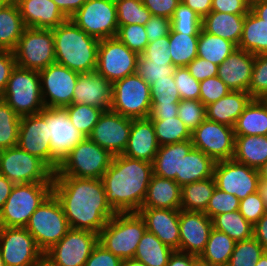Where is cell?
Segmentation results:
<instances>
[{
  "instance_id": "cell-10",
  "label": "cell",
  "mask_w": 267,
  "mask_h": 266,
  "mask_svg": "<svg viewBox=\"0 0 267 266\" xmlns=\"http://www.w3.org/2000/svg\"><path fill=\"white\" fill-rule=\"evenodd\" d=\"M0 174L14 184L53 183L54 172L18 146L0 150Z\"/></svg>"
},
{
  "instance_id": "cell-8",
  "label": "cell",
  "mask_w": 267,
  "mask_h": 266,
  "mask_svg": "<svg viewBox=\"0 0 267 266\" xmlns=\"http://www.w3.org/2000/svg\"><path fill=\"white\" fill-rule=\"evenodd\" d=\"M25 228L43 253L70 229L62 205L53 193L35 210Z\"/></svg>"
},
{
  "instance_id": "cell-39",
  "label": "cell",
  "mask_w": 267,
  "mask_h": 266,
  "mask_svg": "<svg viewBox=\"0 0 267 266\" xmlns=\"http://www.w3.org/2000/svg\"><path fill=\"white\" fill-rule=\"evenodd\" d=\"M199 33H179L172 28L169 33V48L173 66L186 67L197 57Z\"/></svg>"
},
{
  "instance_id": "cell-73",
  "label": "cell",
  "mask_w": 267,
  "mask_h": 266,
  "mask_svg": "<svg viewBox=\"0 0 267 266\" xmlns=\"http://www.w3.org/2000/svg\"><path fill=\"white\" fill-rule=\"evenodd\" d=\"M191 266H215L212 263L203 260L200 256H195Z\"/></svg>"
},
{
  "instance_id": "cell-66",
  "label": "cell",
  "mask_w": 267,
  "mask_h": 266,
  "mask_svg": "<svg viewBox=\"0 0 267 266\" xmlns=\"http://www.w3.org/2000/svg\"><path fill=\"white\" fill-rule=\"evenodd\" d=\"M253 237L261 243L267 252V212L253 226Z\"/></svg>"
},
{
  "instance_id": "cell-44",
  "label": "cell",
  "mask_w": 267,
  "mask_h": 266,
  "mask_svg": "<svg viewBox=\"0 0 267 266\" xmlns=\"http://www.w3.org/2000/svg\"><path fill=\"white\" fill-rule=\"evenodd\" d=\"M70 122L84 136L88 137L104 110L86 104H71L64 107Z\"/></svg>"
},
{
  "instance_id": "cell-30",
  "label": "cell",
  "mask_w": 267,
  "mask_h": 266,
  "mask_svg": "<svg viewBox=\"0 0 267 266\" xmlns=\"http://www.w3.org/2000/svg\"><path fill=\"white\" fill-rule=\"evenodd\" d=\"M193 148L191 140L159 146L152 162L153 174L166 179H176L180 175L181 158Z\"/></svg>"
},
{
  "instance_id": "cell-21",
  "label": "cell",
  "mask_w": 267,
  "mask_h": 266,
  "mask_svg": "<svg viewBox=\"0 0 267 266\" xmlns=\"http://www.w3.org/2000/svg\"><path fill=\"white\" fill-rule=\"evenodd\" d=\"M212 229V219L204 212L179 209V251L200 256L205 250Z\"/></svg>"
},
{
  "instance_id": "cell-60",
  "label": "cell",
  "mask_w": 267,
  "mask_h": 266,
  "mask_svg": "<svg viewBox=\"0 0 267 266\" xmlns=\"http://www.w3.org/2000/svg\"><path fill=\"white\" fill-rule=\"evenodd\" d=\"M144 27L147 33L148 42H154L163 36L169 35L171 30V19L152 15Z\"/></svg>"
},
{
  "instance_id": "cell-15",
  "label": "cell",
  "mask_w": 267,
  "mask_h": 266,
  "mask_svg": "<svg viewBox=\"0 0 267 266\" xmlns=\"http://www.w3.org/2000/svg\"><path fill=\"white\" fill-rule=\"evenodd\" d=\"M138 54L117 37L101 39L98 47L96 72L111 84L136 73Z\"/></svg>"
},
{
  "instance_id": "cell-67",
  "label": "cell",
  "mask_w": 267,
  "mask_h": 266,
  "mask_svg": "<svg viewBox=\"0 0 267 266\" xmlns=\"http://www.w3.org/2000/svg\"><path fill=\"white\" fill-rule=\"evenodd\" d=\"M181 2L195 11L201 19L211 12L212 0H181Z\"/></svg>"
},
{
  "instance_id": "cell-69",
  "label": "cell",
  "mask_w": 267,
  "mask_h": 266,
  "mask_svg": "<svg viewBox=\"0 0 267 266\" xmlns=\"http://www.w3.org/2000/svg\"><path fill=\"white\" fill-rule=\"evenodd\" d=\"M194 257L193 254L174 250L166 266H191Z\"/></svg>"
},
{
  "instance_id": "cell-52",
  "label": "cell",
  "mask_w": 267,
  "mask_h": 266,
  "mask_svg": "<svg viewBox=\"0 0 267 266\" xmlns=\"http://www.w3.org/2000/svg\"><path fill=\"white\" fill-rule=\"evenodd\" d=\"M248 93L253 99L267 96V54L255 55Z\"/></svg>"
},
{
  "instance_id": "cell-80",
  "label": "cell",
  "mask_w": 267,
  "mask_h": 266,
  "mask_svg": "<svg viewBox=\"0 0 267 266\" xmlns=\"http://www.w3.org/2000/svg\"><path fill=\"white\" fill-rule=\"evenodd\" d=\"M40 266H50L49 264H47L45 261H43Z\"/></svg>"
},
{
  "instance_id": "cell-63",
  "label": "cell",
  "mask_w": 267,
  "mask_h": 266,
  "mask_svg": "<svg viewBox=\"0 0 267 266\" xmlns=\"http://www.w3.org/2000/svg\"><path fill=\"white\" fill-rule=\"evenodd\" d=\"M250 10L248 0H212L211 11L230 13V14H247Z\"/></svg>"
},
{
  "instance_id": "cell-62",
  "label": "cell",
  "mask_w": 267,
  "mask_h": 266,
  "mask_svg": "<svg viewBox=\"0 0 267 266\" xmlns=\"http://www.w3.org/2000/svg\"><path fill=\"white\" fill-rule=\"evenodd\" d=\"M143 5L154 16H163L171 19L181 0H141Z\"/></svg>"
},
{
  "instance_id": "cell-34",
  "label": "cell",
  "mask_w": 267,
  "mask_h": 266,
  "mask_svg": "<svg viewBox=\"0 0 267 266\" xmlns=\"http://www.w3.org/2000/svg\"><path fill=\"white\" fill-rule=\"evenodd\" d=\"M25 28L17 4L8 0L0 7V50L14 51Z\"/></svg>"
},
{
  "instance_id": "cell-19",
  "label": "cell",
  "mask_w": 267,
  "mask_h": 266,
  "mask_svg": "<svg viewBox=\"0 0 267 266\" xmlns=\"http://www.w3.org/2000/svg\"><path fill=\"white\" fill-rule=\"evenodd\" d=\"M213 177L216 188L235 195L239 200L258 191L259 170L234 159L216 162Z\"/></svg>"
},
{
  "instance_id": "cell-65",
  "label": "cell",
  "mask_w": 267,
  "mask_h": 266,
  "mask_svg": "<svg viewBox=\"0 0 267 266\" xmlns=\"http://www.w3.org/2000/svg\"><path fill=\"white\" fill-rule=\"evenodd\" d=\"M177 111H178V103H170V104L151 103V111L149 118L176 117Z\"/></svg>"
},
{
  "instance_id": "cell-79",
  "label": "cell",
  "mask_w": 267,
  "mask_h": 266,
  "mask_svg": "<svg viewBox=\"0 0 267 266\" xmlns=\"http://www.w3.org/2000/svg\"><path fill=\"white\" fill-rule=\"evenodd\" d=\"M8 0H0V7L4 4V3H6Z\"/></svg>"
},
{
  "instance_id": "cell-28",
  "label": "cell",
  "mask_w": 267,
  "mask_h": 266,
  "mask_svg": "<svg viewBox=\"0 0 267 266\" xmlns=\"http://www.w3.org/2000/svg\"><path fill=\"white\" fill-rule=\"evenodd\" d=\"M253 98L245 91H231L206 106V119L233 127Z\"/></svg>"
},
{
  "instance_id": "cell-74",
  "label": "cell",
  "mask_w": 267,
  "mask_h": 266,
  "mask_svg": "<svg viewBox=\"0 0 267 266\" xmlns=\"http://www.w3.org/2000/svg\"><path fill=\"white\" fill-rule=\"evenodd\" d=\"M122 266H146V265L141 261H138L134 258H130V259H124L122 261Z\"/></svg>"
},
{
  "instance_id": "cell-16",
  "label": "cell",
  "mask_w": 267,
  "mask_h": 266,
  "mask_svg": "<svg viewBox=\"0 0 267 266\" xmlns=\"http://www.w3.org/2000/svg\"><path fill=\"white\" fill-rule=\"evenodd\" d=\"M17 146L41 159L53 172L58 169L60 161L52 153L50 129L41 113L21 117Z\"/></svg>"
},
{
  "instance_id": "cell-20",
  "label": "cell",
  "mask_w": 267,
  "mask_h": 266,
  "mask_svg": "<svg viewBox=\"0 0 267 266\" xmlns=\"http://www.w3.org/2000/svg\"><path fill=\"white\" fill-rule=\"evenodd\" d=\"M132 119L119 113L104 111L88 136L113 156L123 154L129 139Z\"/></svg>"
},
{
  "instance_id": "cell-55",
  "label": "cell",
  "mask_w": 267,
  "mask_h": 266,
  "mask_svg": "<svg viewBox=\"0 0 267 266\" xmlns=\"http://www.w3.org/2000/svg\"><path fill=\"white\" fill-rule=\"evenodd\" d=\"M173 77L181 100H199L200 82L189 73L187 67H176Z\"/></svg>"
},
{
  "instance_id": "cell-5",
  "label": "cell",
  "mask_w": 267,
  "mask_h": 266,
  "mask_svg": "<svg viewBox=\"0 0 267 266\" xmlns=\"http://www.w3.org/2000/svg\"><path fill=\"white\" fill-rule=\"evenodd\" d=\"M113 157L108 150L85 137L60 162L53 177L101 179Z\"/></svg>"
},
{
  "instance_id": "cell-64",
  "label": "cell",
  "mask_w": 267,
  "mask_h": 266,
  "mask_svg": "<svg viewBox=\"0 0 267 266\" xmlns=\"http://www.w3.org/2000/svg\"><path fill=\"white\" fill-rule=\"evenodd\" d=\"M16 65L13 51L0 50V97L4 93L9 77Z\"/></svg>"
},
{
  "instance_id": "cell-46",
  "label": "cell",
  "mask_w": 267,
  "mask_h": 266,
  "mask_svg": "<svg viewBox=\"0 0 267 266\" xmlns=\"http://www.w3.org/2000/svg\"><path fill=\"white\" fill-rule=\"evenodd\" d=\"M118 25L139 24L145 26L152 13L141 0H115Z\"/></svg>"
},
{
  "instance_id": "cell-40",
  "label": "cell",
  "mask_w": 267,
  "mask_h": 266,
  "mask_svg": "<svg viewBox=\"0 0 267 266\" xmlns=\"http://www.w3.org/2000/svg\"><path fill=\"white\" fill-rule=\"evenodd\" d=\"M236 48L237 46L233 42L201 29L198 38L197 57L219 66Z\"/></svg>"
},
{
  "instance_id": "cell-49",
  "label": "cell",
  "mask_w": 267,
  "mask_h": 266,
  "mask_svg": "<svg viewBox=\"0 0 267 266\" xmlns=\"http://www.w3.org/2000/svg\"><path fill=\"white\" fill-rule=\"evenodd\" d=\"M174 70L173 63L152 62L142 54L138 55L136 73L149 85L166 76H173Z\"/></svg>"
},
{
  "instance_id": "cell-72",
  "label": "cell",
  "mask_w": 267,
  "mask_h": 266,
  "mask_svg": "<svg viewBox=\"0 0 267 266\" xmlns=\"http://www.w3.org/2000/svg\"><path fill=\"white\" fill-rule=\"evenodd\" d=\"M258 192L264 201L267 208V182L260 181L258 186Z\"/></svg>"
},
{
  "instance_id": "cell-37",
  "label": "cell",
  "mask_w": 267,
  "mask_h": 266,
  "mask_svg": "<svg viewBox=\"0 0 267 266\" xmlns=\"http://www.w3.org/2000/svg\"><path fill=\"white\" fill-rule=\"evenodd\" d=\"M215 187L214 177L183 185L180 210L205 212Z\"/></svg>"
},
{
  "instance_id": "cell-32",
  "label": "cell",
  "mask_w": 267,
  "mask_h": 266,
  "mask_svg": "<svg viewBox=\"0 0 267 266\" xmlns=\"http://www.w3.org/2000/svg\"><path fill=\"white\" fill-rule=\"evenodd\" d=\"M216 162L201 150L192 148L181 158L180 175L174 180L181 187L188 183L213 177Z\"/></svg>"
},
{
  "instance_id": "cell-58",
  "label": "cell",
  "mask_w": 267,
  "mask_h": 266,
  "mask_svg": "<svg viewBox=\"0 0 267 266\" xmlns=\"http://www.w3.org/2000/svg\"><path fill=\"white\" fill-rule=\"evenodd\" d=\"M142 55L152 62L172 63L169 35L163 36L154 42H149Z\"/></svg>"
},
{
  "instance_id": "cell-29",
  "label": "cell",
  "mask_w": 267,
  "mask_h": 266,
  "mask_svg": "<svg viewBox=\"0 0 267 266\" xmlns=\"http://www.w3.org/2000/svg\"><path fill=\"white\" fill-rule=\"evenodd\" d=\"M182 187L153 174L141 208L180 209Z\"/></svg>"
},
{
  "instance_id": "cell-9",
  "label": "cell",
  "mask_w": 267,
  "mask_h": 266,
  "mask_svg": "<svg viewBox=\"0 0 267 266\" xmlns=\"http://www.w3.org/2000/svg\"><path fill=\"white\" fill-rule=\"evenodd\" d=\"M111 110L131 119L148 118L151 111L150 85L137 73L114 82Z\"/></svg>"
},
{
  "instance_id": "cell-27",
  "label": "cell",
  "mask_w": 267,
  "mask_h": 266,
  "mask_svg": "<svg viewBox=\"0 0 267 266\" xmlns=\"http://www.w3.org/2000/svg\"><path fill=\"white\" fill-rule=\"evenodd\" d=\"M159 149L152 120L132 119L129 139L123 155L152 163Z\"/></svg>"
},
{
  "instance_id": "cell-42",
  "label": "cell",
  "mask_w": 267,
  "mask_h": 266,
  "mask_svg": "<svg viewBox=\"0 0 267 266\" xmlns=\"http://www.w3.org/2000/svg\"><path fill=\"white\" fill-rule=\"evenodd\" d=\"M212 222L215 230L226 233L235 242L253 237V225L239 213V210L216 215Z\"/></svg>"
},
{
  "instance_id": "cell-61",
  "label": "cell",
  "mask_w": 267,
  "mask_h": 266,
  "mask_svg": "<svg viewBox=\"0 0 267 266\" xmlns=\"http://www.w3.org/2000/svg\"><path fill=\"white\" fill-rule=\"evenodd\" d=\"M186 67L189 73L199 82L217 76L218 73V65L200 57H196Z\"/></svg>"
},
{
  "instance_id": "cell-70",
  "label": "cell",
  "mask_w": 267,
  "mask_h": 266,
  "mask_svg": "<svg viewBox=\"0 0 267 266\" xmlns=\"http://www.w3.org/2000/svg\"><path fill=\"white\" fill-rule=\"evenodd\" d=\"M14 185L15 184L8 180L4 175L0 174V211L11 194Z\"/></svg>"
},
{
  "instance_id": "cell-59",
  "label": "cell",
  "mask_w": 267,
  "mask_h": 266,
  "mask_svg": "<svg viewBox=\"0 0 267 266\" xmlns=\"http://www.w3.org/2000/svg\"><path fill=\"white\" fill-rule=\"evenodd\" d=\"M122 259L97 244L84 266H122Z\"/></svg>"
},
{
  "instance_id": "cell-56",
  "label": "cell",
  "mask_w": 267,
  "mask_h": 266,
  "mask_svg": "<svg viewBox=\"0 0 267 266\" xmlns=\"http://www.w3.org/2000/svg\"><path fill=\"white\" fill-rule=\"evenodd\" d=\"M231 91L218 76H213L200 81L199 100L207 106L228 95Z\"/></svg>"
},
{
  "instance_id": "cell-31",
  "label": "cell",
  "mask_w": 267,
  "mask_h": 266,
  "mask_svg": "<svg viewBox=\"0 0 267 266\" xmlns=\"http://www.w3.org/2000/svg\"><path fill=\"white\" fill-rule=\"evenodd\" d=\"M245 15L211 11L202 19V29L209 34L231 41L238 47Z\"/></svg>"
},
{
  "instance_id": "cell-35",
  "label": "cell",
  "mask_w": 267,
  "mask_h": 266,
  "mask_svg": "<svg viewBox=\"0 0 267 266\" xmlns=\"http://www.w3.org/2000/svg\"><path fill=\"white\" fill-rule=\"evenodd\" d=\"M233 159L251 168L260 170L267 162V135L235 136Z\"/></svg>"
},
{
  "instance_id": "cell-48",
  "label": "cell",
  "mask_w": 267,
  "mask_h": 266,
  "mask_svg": "<svg viewBox=\"0 0 267 266\" xmlns=\"http://www.w3.org/2000/svg\"><path fill=\"white\" fill-rule=\"evenodd\" d=\"M171 28L179 33H200L202 19L195 11L181 2L171 17Z\"/></svg>"
},
{
  "instance_id": "cell-54",
  "label": "cell",
  "mask_w": 267,
  "mask_h": 266,
  "mask_svg": "<svg viewBox=\"0 0 267 266\" xmlns=\"http://www.w3.org/2000/svg\"><path fill=\"white\" fill-rule=\"evenodd\" d=\"M239 204L240 200L235 195L215 187L204 213L213 219L216 215L239 210Z\"/></svg>"
},
{
  "instance_id": "cell-25",
  "label": "cell",
  "mask_w": 267,
  "mask_h": 266,
  "mask_svg": "<svg viewBox=\"0 0 267 266\" xmlns=\"http://www.w3.org/2000/svg\"><path fill=\"white\" fill-rule=\"evenodd\" d=\"M255 55L236 48L218 66L217 76L232 90L248 92Z\"/></svg>"
},
{
  "instance_id": "cell-23",
  "label": "cell",
  "mask_w": 267,
  "mask_h": 266,
  "mask_svg": "<svg viewBox=\"0 0 267 266\" xmlns=\"http://www.w3.org/2000/svg\"><path fill=\"white\" fill-rule=\"evenodd\" d=\"M72 104H86L104 111L111 110L112 84L96 71L79 73Z\"/></svg>"
},
{
  "instance_id": "cell-47",
  "label": "cell",
  "mask_w": 267,
  "mask_h": 266,
  "mask_svg": "<svg viewBox=\"0 0 267 266\" xmlns=\"http://www.w3.org/2000/svg\"><path fill=\"white\" fill-rule=\"evenodd\" d=\"M264 252L263 246L254 237L238 241L227 266H255Z\"/></svg>"
},
{
  "instance_id": "cell-18",
  "label": "cell",
  "mask_w": 267,
  "mask_h": 266,
  "mask_svg": "<svg viewBox=\"0 0 267 266\" xmlns=\"http://www.w3.org/2000/svg\"><path fill=\"white\" fill-rule=\"evenodd\" d=\"M39 76L42 99L46 108H64L72 104L78 72L55 62L40 70Z\"/></svg>"
},
{
  "instance_id": "cell-13",
  "label": "cell",
  "mask_w": 267,
  "mask_h": 266,
  "mask_svg": "<svg viewBox=\"0 0 267 266\" xmlns=\"http://www.w3.org/2000/svg\"><path fill=\"white\" fill-rule=\"evenodd\" d=\"M97 244L98 234L70 228L57 244L44 253V261L50 266H84Z\"/></svg>"
},
{
  "instance_id": "cell-1",
  "label": "cell",
  "mask_w": 267,
  "mask_h": 266,
  "mask_svg": "<svg viewBox=\"0 0 267 266\" xmlns=\"http://www.w3.org/2000/svg\"><path fill=\"white\" fill-rule=\"evenodd\" d=\"M53 194L61 203L72 229L99 234L116 214L106 200L101 179L53 177Z\"/></svg>"
},
{
  "instance_id": "cell-75",
  "label": "cell",
  "mask_w": 267,
  "mask_h": 266,
  "mask_svg": "<svg viewBox=\"0 0 267 266\" xmlns=\"http://www.w3.org/2000/svg\"><path fill=\"white\" fill-rule=\"evenodd\" d=\"M260 181L267 182V162L260 168Z\"/></svg>"
},
{
  "instance_id": "cell-50",
  "label": "cell",
  "mask_w": 267,
  "mask_h": 266,
  "mask_svg": "<svg viewBox=\"0 0 267 266\" xmlns=\"http://www.w3.org/2000/svg\"><path fill=\"white\" fill-rule=\"evenodd\" d=\"M116 37L138 55L144 52L149 43L145 27L139 24L118 25Z\"/></svg>"
},
{
  "instance_id": "cell-4",
  "label": "cell",
  "mask_w": 267,
  "mask_h": 266,
  "mask_svg": "<svg viewBox=\"0 0 267 266\" xmlns=\"http://www.w3.org/2000/svg\"><path fill=\"white\" fill-rule=\"evenodd\" d=\"M138 212L116 213L98 234V243L120 259L134 258L146 231Z\"/></svg>"
},
{
  "instance_id": "cell-78",
  "label": "cell",
  "mask_w": 267,
  "mask_h": 266,
  "mask_svg": "<svg viewBox=\"0 0 267 266\" xmlns=\"http://www.w3.org/2000/svg\"><path fill=\"white\" fill-rule=\"evenodd\" d=\"M0 266H5V263L2 259V255H1V252H0Z\"/></svg>"
},
{
  "instance_id": "cell-71",
  "label": "cell",
  "mask_w": 267,
  "mask_h": 266,
  "mask_svg": "<svg viewBox=\"0 0 267 266\" xmlns=\"http://www.w3.org/2000/svg\"><path fill=\"white\" fill-rule=\"evenodd\" d=\"M250 10L267 24V0L251 4Z\"/></svg>"
},
{
  "instance_id": "cell-2",
  "label": "cell",
  "mask_w": 267,
  "mask_h": 266,
  "mask_svg": "<svg viewBox=\"0 0 267 266\" xmlns=\"http://www.w3.org/2000/svg\"><path fill=\"white\" fill-rule=\"evenodd\" d=\"M152 176V163L115 155L101 178L107 202L116 213L138 212Z\"/></svg>"
},
{
  "instance_id": "cell-53",
  "label": "cell",
  "mask_w": 267,
  "mask_h": 266,
  "mask_svg": "<svg viewBox=\"0 0 267 266\" xmlns=\"http://www.w3.org/2000/svg\"><path fill=\"white\" fill-rule=\"evenodd\" d=\"M173 76H166L150 84L151 103H179L181 98Z\"/></svg>"
},
{
  "instance_id": "cell-36",
  "label": "cell",
  "mask_w": 267,
  "mask_h": 266,
  "mask_svg": "<svg viewBox=\"0 0 267 266\" xmlns=\"http://www.w3.org/2000/svg\"><path fill=\"white\" fill-rule=\"evenodd\" d=\"M239 49L253 55L267 54V24L251 10L245 15Z\"/></svg>"
},
{
  "instance_id": "cell-33",
  "label": "cell",
  "mask_w": 267,
  "mask_h": 266,
  "mask_svg": "<svg viewBox=\"0 0 267 266\" xmlns=\"http://www.w3.org/2000/svg\"><path fill=\"white\" fill-rule=\"evenodd\" d=\"M235 136L267 135V103L252 99L233 126Z\"/></svg>"
},
{
  "instance_id": "cell-14",
  "label": "cell",
  "mask_w": 267,
  "mask_h": 266,
  "mask_svg": "<svg viewBox=\"0 0 267 266\" xmlns=\"http://www.w3.org/2000/svg\"><path fill=\"white\" fill-rule=\"evenodd\" d=\"M0 252L5 266H40L44 253L25 227H0Z\"/></svg>"
},
{
  "instance_id": "cell-68",
  "label": "cell",
  "mask_w": 267,
  "mask_h": 266,
  "mask_svg": "<svg viewBox=\"0 0 267 266\" xmlns=\"http://www.w3.org/2000/svg\"><path fill=\"white\" fill-rule=\"evenodd\" d=\"M61 12L69 19L87 0H53Z\"/></svg>"
},
{
  "instance_id": "cell-12",
  "label": "cell",
  "mask_w": 267,
  "mask_h": 266,
  "mask_svg": "<svg viewBox=\"0 0 267 266\" xmlns=\"http://www.w3.org/2000/svg\"><path fill=\"white\" fill-rule=\"evenodd\" d=\"M69 19L99 40L116 37L118 33L115 0H87Z\"/></svg>"
},
{
  "instance_id": "cell-76",
  "label": "cell",
  "mask_w": 267,
  "mask_h": 266,
  "mask_svg": "<svg viewBox=\"0 0 267 266\" xmlns=\"http://www.w3.org/2000/svg\"><path fill=\"white\" fill-rule=\"evenodd\" d=\"M255 266H267V252H264Z\"/></svg>"
},
{
  "instance_id": "cell-51",
  "label": "cell",
  "mask_w": 267,
  "mask_h": 266,
  "mask_svg": "<svg viewBox=\"0 0 267 266\" xmlns=\"http://www.w3.org/2000/svg\"><path fill=\"white\" fill-rule=\"evenodd\" d=\"M177 116L192 133L206 119V106L200 100H180Z\"/></svg>"
},
{
  "instance_id": "cell-3",
  "label": "cell",
  "mask_w": 267,
  "mask_h": 266,
  "mask_svg": "<svg viewBox=\"0 0 267 266\" xmlns=\"http://www.w3.org/2000/svg\"><path fill=\"white\" fill-rule=\"evenodd\" d=\"M52 31L56 63L78 73L96 71L99 39L88 35L70 19Z\"/></svg>"
},
{
  "instance_id": "cell-17",
  "label": "cell",
  "mask_w": 267,
  "mask_h": 266,
  "mask_svg": "<svg viewBox=\"0 0 267 266\" xmlns=\"http://www.w3.org/2000/svg\"><path fill=\"white\" fill-rule=\"evenodd\" d=\"M193 148L201 150L215 162L233 159L235 133L233 127L205 119L192 133Z\"/></svg>"
},
{
  "instance_id": "cell-43",
  "label": "cell",
  "mask_w": 267,
  "mask_h": 266,
  "mask_svg": "<svg viewBox=\"0 0 267 266\" xmlns=\"http://www.w3.org/2000/svg\"><path fill=\"white\" fill-rule=\"evenodd\" d=\"M159 146L191 140V132L178 117L150 118Z\"/></svg>"
},
{
  "instance_id": "cell-41",
  "label": "cell",
  "mask_w": 267,
  "mask_h": 266,
  "mask_svg": "<svg viewBox=\"0 0 267 266\" xmlns=\"http://www.w3.org/2000/svg\"><path fill=\"white\" fill-rule=\"evenodd\" d=\"M235 241L226 233L211 230L205 250L200 257L215 266H227L235 247Z\"/></svg>"
},
{
  "instance_id": "cell-24",
  "label": "cell",
  "mask_w": 267,
  "mask_h": 266,
  "mask_svg": "<svg viewBox=\"0 0 267 266\" xmlns=\"http://www.w3.org/2000/svg\"><path fill=\"white\" fill-rule=\"evenodd\" d=\"M147 231L153 233L162 243L179 251V209L140 208Z\"/></svg>"
},
{
  "instance_id": "cell-38",
  "label": "cell",
  "mask_w": 267,
  "mask_h": 266,
  "mask_svg": "<svg viewBox=\"0 0 267 266\" xmlns=\"http://www.w3.org/2000/svg\"><path fill=\"white\" fill-rule=\"evenodd\" d=\"M173 252L172 248L146 230L139 241L134 259L141 261L146 266H166Z\"/></svg>"
},
{
  "instance_id": "cell-22",
  "label": "cell",
  "mask_w": 267,
  "mask_h": 266,
  "mask_svg": "<svg viewBox=\"0 0 267 266\" xmlns=\"http://www.w3.org/2000/svg\"><path fill=\"white\" fill-rule=\"evenodd\" d=\"M40 113L50 129L52 153L61 162L85 137L70 122L64 108H45Z\"/></svg>"
},
{
  "instance_id": "cell-45",
  "label": "cell",
  "mask_w": 267,
  "mask_h": 266,
  "mask_svg": "<svg viewBox=\"0 0 267 266\" xmlns=\"http://www.w3.org/2000/svg\"><path fill=\"white\" fill-rule=\"evenodd\" d=\"M20 119L21 117L0 98V150L17 146Z\"/></svg>"
},
{
  "instance_id": "cell-7",
  "label": "cell",
  "mask_w": 267,
  "mask_h": 266,
  "mask_svg": "<svg viewBox=\"0 0 267 266\" xmlns=\"http://www.w3.org/2000/svg\"><path fill=\"white\" fill-rule=\"evenodd\" d=\"M0 98L19 117L40 113L46 107L41 94L39 71L16 65Z\"/></svg>"
},
{
  "instance_id": "cell-6",
  "label": "cell",
  "mask_w": 267,
  "mask_h": 266,
  "mask_svg": "<svg viewBox=\"0 0 267 266\" xmlns=\"http://www.w3.org/2000/svg\"><path fill=\"white\" fill-rule=\"evenodd\" d=\"M52 193L53 183L15 184L0 211V227H25Z\"/></svg>"
},
{
  "instance_id": "cell-77",
  "label": "cell",
  "mask_w": 267,
  "mask_h": 266,
  "mask_svg": "<svg viewBox=\"0 0 267 266\" xmlns=\"http://www.w3.org/2000/svg\"><path fill=\"white\" fill-rule=\"evenodd\" d=\"M260 1H266V0H248L249 5L258 3V2H260Z\"/></svg>"
},
{
  "instance_id": "cell-11",
  "label": "cell",
  "mask_w": 267,
  "mask_h": 266,
  "mask_svg": "<svg viewBox=\"0 0 267 266\" xmlns=\"http://www.w3.org/2000/svg\"><path fill=\"white\" fill-rule=\"evenodd\" d=\"M17 66L40 71L55 63L52 29L26 27L13 51Z\"/></svg>"
},
{
  "instance_id": "cell-57",
  "label": "cell",
  "mask_w": 267,
  "mask_h": 266,
  "mask_svg": "<svg viewBox=\"0 0 267 266\" xmlns=\"http://www.w3.org/2000/svg\"><path fill=\"white\" fill-rule=\"evenodd\" d=\"M267 212V208L259 192L240 200L239 213L253 226Z\"/></svg>"
},
{
  "instance_id": "cell-26",
  "label": "cell",
  "mask_w": 267,
  "mask_h": 266,
  "mask_svg": "<svg viewBox=\"0 0 267 266\" xmlns=\"http://www.w3.org/2000/svg\"><path fill=\"white\" fill-rule=\"evenodd\" d=\"M25 27L52 29L68 18L53 0H14Z\"/></svg>"
}]
</instances>
